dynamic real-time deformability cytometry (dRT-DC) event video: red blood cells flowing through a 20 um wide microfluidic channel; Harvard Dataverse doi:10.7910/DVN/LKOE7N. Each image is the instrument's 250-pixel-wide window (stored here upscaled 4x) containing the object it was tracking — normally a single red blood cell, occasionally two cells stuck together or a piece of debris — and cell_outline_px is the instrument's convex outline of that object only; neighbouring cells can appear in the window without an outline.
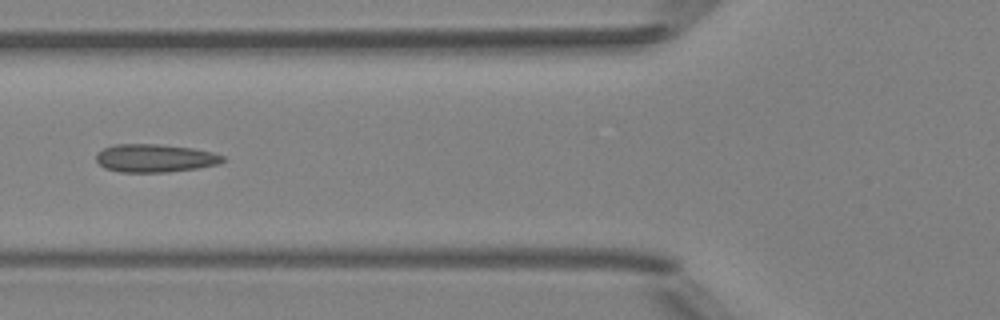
{"species": "Egyptian fruit bat (a non-hibernating species)", "species_latin": "Rousettus aegyptiacus", "temperature_condition": "room temperature", "stored_images_in_passage": 7, "camera_frame_rate_fps": 3000, "um_per_image_px": 0.085, "animal": {"sex": "female"}, "frame": {"image": 1, "passage_image": 6, "time_ms": 5.667, "image_size_px": [1000, 320], "cell_outline_px": [[224, 160], [216, 164], [196, 168], [168, 172], [120, 172], [104, 168], [96, 160], [96, 152], [104, 148], [116, 144], [160, 144], [192, 148], [212, 152], [224, 156]], "centroid_in_image_um": [13.13, 13.44], "position_along_channel_um": 112.7, "area_um2": 20.63}}
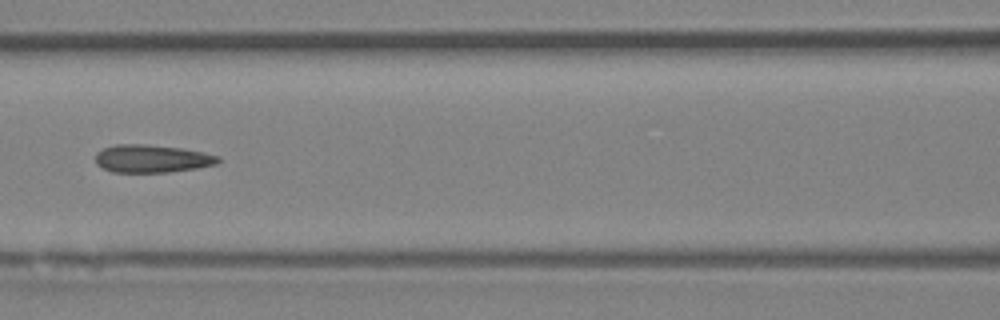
{"frame": {"image": 2, "passage_image": 7, "time_ms": 6.667, "image_size_px": [1000, 320], "cell_outline_px": [[220, 160], [216, 164], [196, 168], [168, 172], [112, 172], [96, 164], [96, 152], [104, 148], [116, 144], [144, 144], [180, 148], [204, 152], [220, 156]], "centroid_in_image_um": [12.91, 13.48], "position_along_channel_um": 153.7, "area_um2": 19.83}}